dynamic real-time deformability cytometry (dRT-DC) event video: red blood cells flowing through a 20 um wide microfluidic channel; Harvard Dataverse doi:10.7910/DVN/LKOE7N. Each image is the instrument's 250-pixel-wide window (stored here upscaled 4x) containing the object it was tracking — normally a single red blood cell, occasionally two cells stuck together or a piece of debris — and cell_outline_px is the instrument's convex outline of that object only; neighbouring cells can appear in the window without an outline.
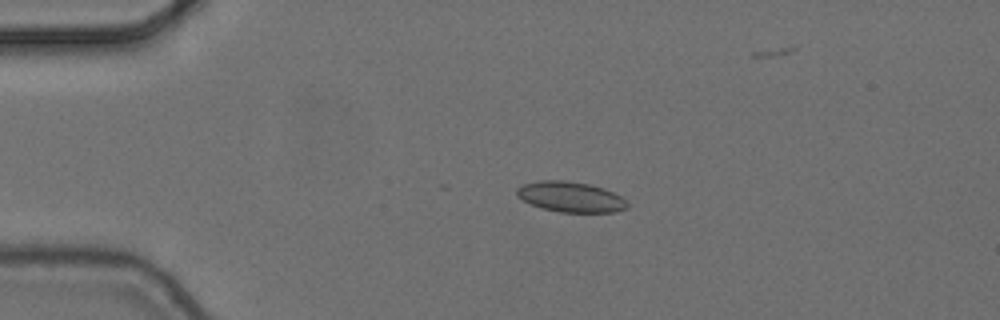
{"species": "common noctule bat (a hibernating species)", "species_latin": "Nyctalus noctula", "temperature_condition": "cold", "stored_images_in_passage": 6, "camera_frame_rate_fps": 3000, "um_per_image_px": 0.085, "animal": {"sex": "female", "body_mass_g": 24.6, "forearm_length_mm": 56.2}, "frame": {"image": 1, "passage_image": 4, "time_ms": 1.0, "image_size_px": [1000, 320], "cell_outline_px": [[628, 208], [616, 212], [560, 212], [544, 208], [532, 204], [516, 196], [516, 188], [524, 184], [540, 180], [564, 180], [588, 184], [604, 188], [620, 196], [628, 204]], "centroid_in_image_um": [48.5, 16.73], "position_along_channel_um": 36.5, "area_um2": 19.42}}